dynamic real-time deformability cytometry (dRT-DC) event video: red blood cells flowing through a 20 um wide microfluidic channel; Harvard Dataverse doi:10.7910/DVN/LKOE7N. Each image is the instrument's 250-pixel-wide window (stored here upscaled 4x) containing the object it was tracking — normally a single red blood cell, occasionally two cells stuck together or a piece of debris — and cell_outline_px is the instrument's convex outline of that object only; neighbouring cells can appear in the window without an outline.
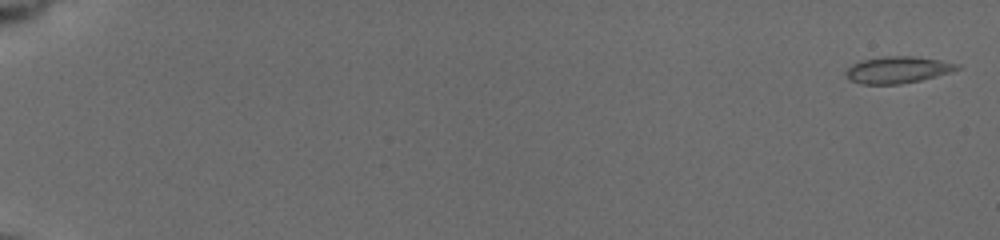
{"species": "common noctule bat (a hibernating species)", "species_latin": "Nyctalus noctula", "temperature_condition": "cold", "stored_images_in_passage": 58, "camera_frame_rate_fps": 3000, "um_per_image_px": 0.085, "animal": {"sex": "female", "body_mass_g": 19.5, "forearm_length_mm": 54.1}, "frame": {"image": 1, "passage_image": 2, "time_ms": 0.333, "image_size_px": [1000, 240], "cell_outline_px": [[960, 68], [936, 76], [920, 80], [900, 84], [860, 84], [852, 80], [844, 72], [852, 64], [860, 60], [880, 56], [912, 56], [940, 60], [960, 64]], "centroid_in_image_um": [76.28, 5.92], "position_along_channel_um": 8.7, "area_um2": 17.22}}
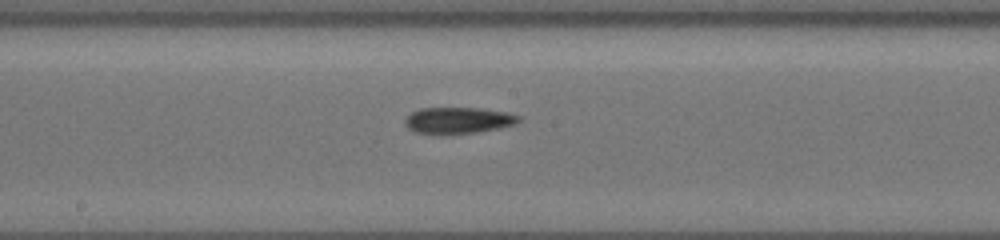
{"frame": {"image": 2, "passage_image": 34, "time_ms": 11.0, "image_size_px": [1000, 240], "cell_outline_px": [[520, 120], [512, 124], [496, 128], [476, 132], [416, 132], [408, 128], [404, 124], [404, 120], [412, 112], [420, 108], [480, 108], [504, 112], [520, 116]], "centroid_in_image_um": [38.91, 10.19], "position_along_channel_um": 209.3, "area_um2": 16.65}}
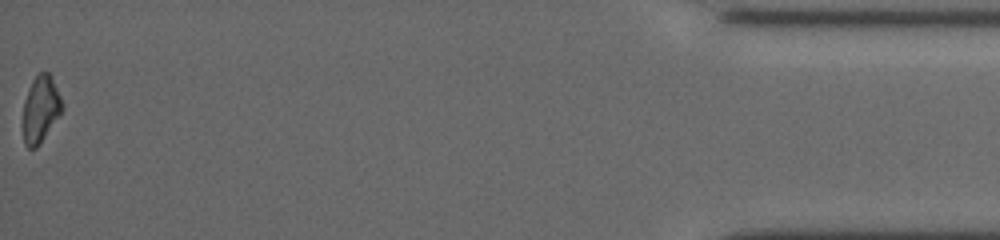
{"frame": {"image": 3, "passage_image": 58, "time_ms": 19.0, "image_size_px": [1000, 240], "cell_outline_px": [[64, 108], [60, 116], [40, 144], [36, 148], [28, 148], [24, 144], [24, 100], [28, 88], [32, 80], [40, 72], [48, 72], [52, 76], [64, 104]], "centroid_in_image_um": [3.49, 9.27], "position_along_channel_um": 431.7, "area_um2": 15.37}}